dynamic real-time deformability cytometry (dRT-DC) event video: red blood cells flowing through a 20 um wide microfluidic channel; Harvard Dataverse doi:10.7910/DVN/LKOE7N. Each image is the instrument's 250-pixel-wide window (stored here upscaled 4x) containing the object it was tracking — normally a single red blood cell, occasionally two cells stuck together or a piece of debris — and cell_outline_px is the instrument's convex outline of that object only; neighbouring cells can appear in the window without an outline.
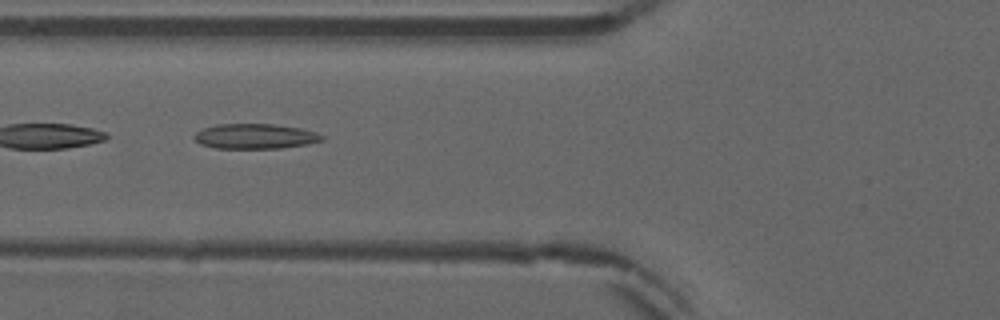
{"species": "common noctule bat (a hibernating species)", "species_latin": "Nyctalus noctula", "temperature_condition": "warm", "stored_images_in_passage": 38, "camera_frame_rate_fps": 3000, "um_per_image_px": 0.085, "animal": {"sex": "male", "forearm_length_mm": 52.5}, "frame": {"image": 1, "passage_image": 6, "time_ms": 1.667, "image_size_px": [1000, 320], "cell_outline_px": [[324, 140], [308, 144], [280, 148], [216, 148], [200, 144], [192, 136], [196, 132], [204, 128], [216, 124], [272, 124], [300, 128], [316, 132], [324, 136]], "centroid_in_image_um": [21.69, 11.58], "position_along_channel_um": 104.1, "area_um2": 18.61}, "authors_computed_cell_mechanics": {"area_um2": 17.5423, "velocity_mm_per_s": 3.9045, "shape_relaxation_time_tau1_ms": null, "shape_relaxation_time_tau2_ms": 7.0873, "deformation_change_tau1": null, "deformation_change_tau2": 0.1823}}